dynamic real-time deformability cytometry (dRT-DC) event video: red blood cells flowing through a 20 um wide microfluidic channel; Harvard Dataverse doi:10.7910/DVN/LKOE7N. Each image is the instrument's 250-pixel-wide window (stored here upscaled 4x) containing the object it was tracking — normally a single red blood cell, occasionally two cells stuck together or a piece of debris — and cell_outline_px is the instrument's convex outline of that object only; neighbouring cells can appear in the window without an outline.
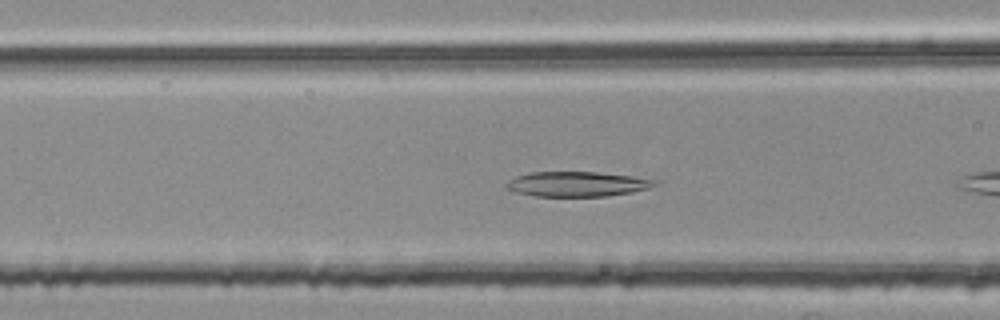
{"species": "common noctule bat (a hibernating species)", "species_latin": "Nyctalus noctula", "temperature_condition": "room temperature", "stored_images_in_passage": 41, "camera_frame_rate_fps": 3000, "um_per_image_px": 0.085, "animal": {"sex": "female", "body_mass_g": 25.1}, "frame": {"image": 1, "passage_image": 10, "time_ms": 3.0, "image_size_px": [1000, 320], "cell_outline_px": [[656, 184], [648, 188], [632, 192], [608, 196], [536, 196], [516, 192], [504, 188], [504, 184], [508, 180], [516, 176], [528, 172], [596, 172], [632, 176], [652, 180]], "centroid_in_image_um": [48.95, 15.64], "position_along_channel_um": 117.6, "area_um2": 21.44}}
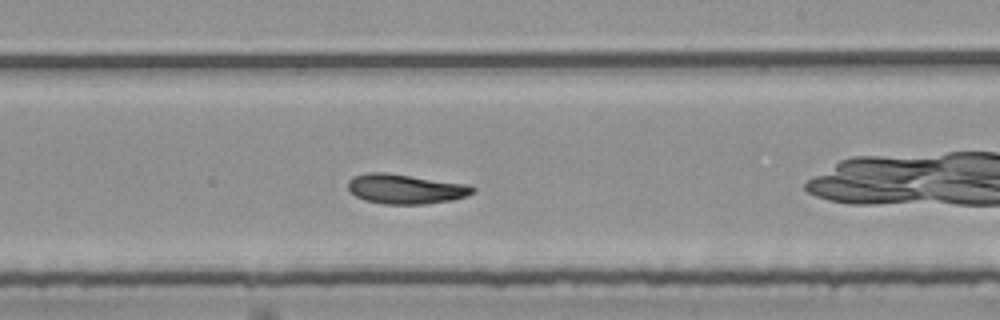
{"frame": {"image": 2, "passage_image": 21, "time_ms": 6.667, "image_size_px": [1000, 320], "cell_outline_px": [[476, 192], [468, 196], [452, 200], [424, 204], [384, 204], [364, 200], [356, 196], [348, 188], [348, 180], [356, 176], [368, 172], [384, 172], [468, 184], [476, 188]], "centroid_in_image_um": [34.51, 16.06], "position_along_channel_um": 254.5, "area_um2": 21.62}}
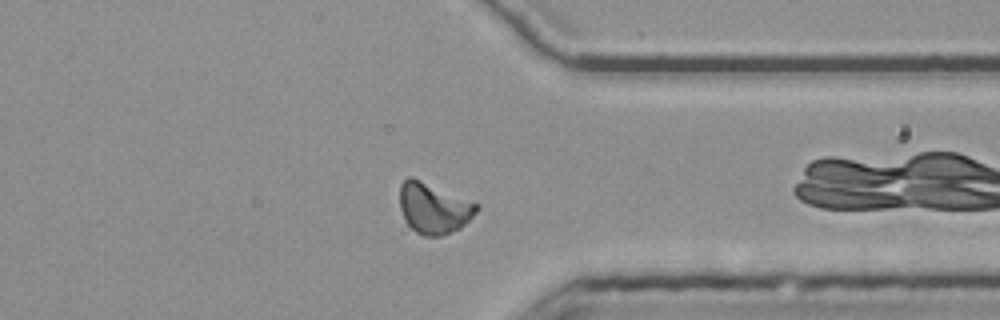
{"frame": {"image": 3, "passage_image": 31, "time_ms": 10.0, "image_size_px": [1000, 320], "cell_outline_px": [[480, 208], [460, 228], [440, 236], [424, 236], [416, 232], [404, 220], [400, 208], [400, 184], [408, 176], [412, 176], [480, 204]], "centroid_in_image_um": [36.85, 17.67], "position_along_channel_um": 374.5, "area_um2": 22.77}, "authors_computed_cell_mechanics": {"area_um2": 21.4438, "velocity_mm_per_s": 3.743, "shape_relaxation_time_tau1_ms": 4.531, "shape_relaxation_time_tau2_ms": 3.8356, "deformation_change_tau1": 0.1522, "deformation_change_tau2": 0.0936}}